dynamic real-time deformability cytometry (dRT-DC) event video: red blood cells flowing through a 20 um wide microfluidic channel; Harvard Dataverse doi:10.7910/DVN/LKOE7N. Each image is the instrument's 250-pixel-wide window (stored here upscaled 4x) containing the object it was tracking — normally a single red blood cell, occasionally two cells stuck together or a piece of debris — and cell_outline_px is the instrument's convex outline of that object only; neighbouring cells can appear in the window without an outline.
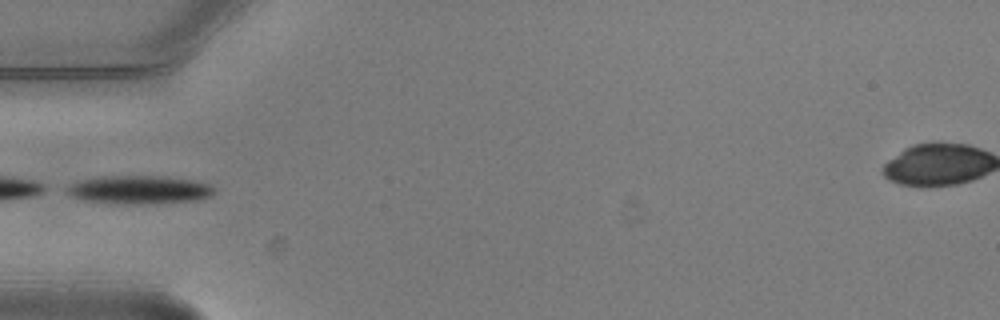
{"species": "common noctule bat (a hibernating species)", "species_latin": "Nyctalus noctula", "temperature_condition": "warm", "stored_images_in_passage": 5, "camera_frame_rate_fps": 3000, "um_per_image_px": 0.085, "animal": {"sex": "male", "body_mass_g": 20.5, "forearm_length_mm": 52.5}, "frame": {"image": 1, "passage_image": 5, "time_ms": 1.333, "image_size_px": [1000, 320], "cell_outline_px": [[216, 192], [212, 196], [200, 200], [160, 204], [108, 204], [84, 200], [68, 196], [60, 188], [76, 180], [100, 176], [168, 176], [192, 180], [208, 184], [216, 188]], "centroid_in_image_um": [11.76, 16.14], "position_along_channel_um": 73.2, "area_um2": 25.55}}